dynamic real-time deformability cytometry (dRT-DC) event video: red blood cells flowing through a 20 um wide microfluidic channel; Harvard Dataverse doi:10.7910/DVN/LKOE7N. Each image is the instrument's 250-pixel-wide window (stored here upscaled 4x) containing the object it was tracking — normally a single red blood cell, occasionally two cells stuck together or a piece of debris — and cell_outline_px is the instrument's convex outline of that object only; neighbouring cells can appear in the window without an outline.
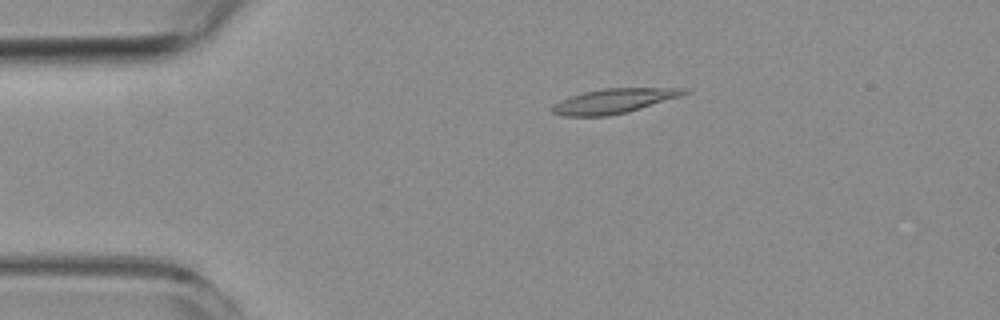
{"species": "common noctule bat (a hibernating species)", "species_latin": "Nyctalus noctula", "temperature_condition": "room temperature", "stored_images_in_passage": 5, "camera_frame_rate_fps": 3000, "um_per_image_px": 0.085, "animal": {"sex": "female", "body_mass_g": 19.3, "forearm_length_mm": 54.1}, "frame": {"image": 1, "passage_image": 1, "time_ms": 0.0, "image_size_px": [1000, 320], "cell_outline_px": [[688, 92], [680, 96], [628, 112], [608, 116], [564, 116], [552, 112], [552, 104], [560, 100], [584, 92], [604, 88], [688, 88]], "centroid_in_image_um": [52.16, 8.58], "position_along_channel_um": 32.8, "area_um2": 18.79}}
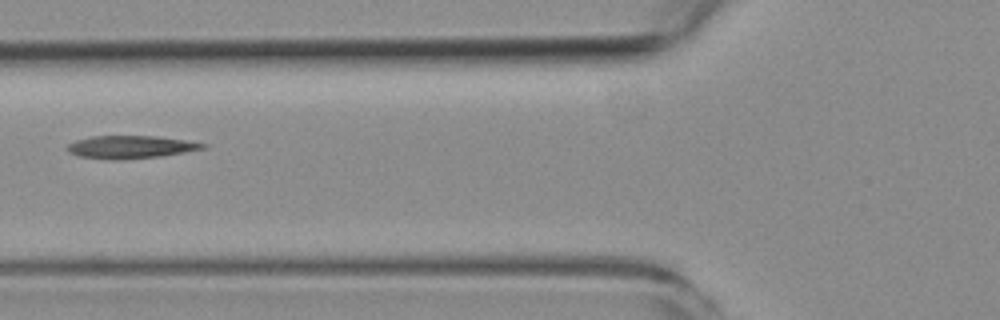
{"frame": {"image": 2, "passage_image": 4, "time_ms": 3.333, "image_size_px": [1000, 320], "cell_outline_px": [[208, 148], [160, 156], [116, 160], [112, 160], [76, 156], [68, 152], [64, 148], [68, 144], [76, 140], [92, 136], [156, 136], [184, 140], [208, 144]], "centroid_in_image_um": [11.06, 12.5], "position_along_channel_um": 114.7, "area_um2": 18.09}}
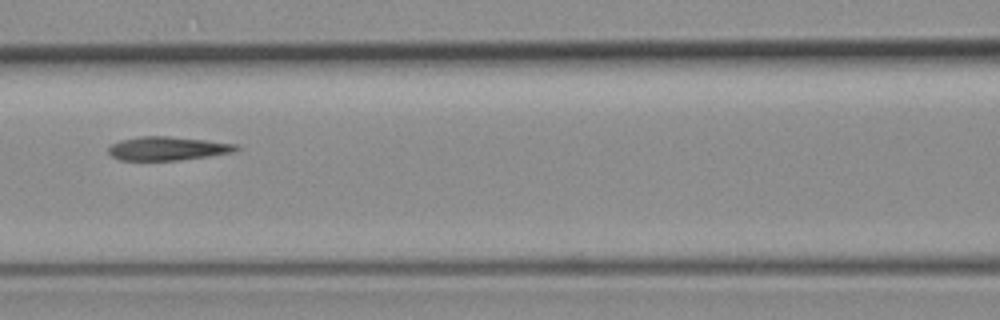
{"frame": {"image": 3, "passage_image": 5, "time_ms": 4.333, "image_size_px": [1000, 320], "cell_outline_px": [[240, 148], [232, 152], [208, 156], [180, 160], [120, 160], [112, 156], [108, 152], [108, 148], [112, 144], [120, 140], [140, 136], [168, 136], [204, 140], [236, 144]], "centroid_in_image_um": [14.21, 12.62], "position_along_channel_um": 152.4, "area_um2": 17.46}}